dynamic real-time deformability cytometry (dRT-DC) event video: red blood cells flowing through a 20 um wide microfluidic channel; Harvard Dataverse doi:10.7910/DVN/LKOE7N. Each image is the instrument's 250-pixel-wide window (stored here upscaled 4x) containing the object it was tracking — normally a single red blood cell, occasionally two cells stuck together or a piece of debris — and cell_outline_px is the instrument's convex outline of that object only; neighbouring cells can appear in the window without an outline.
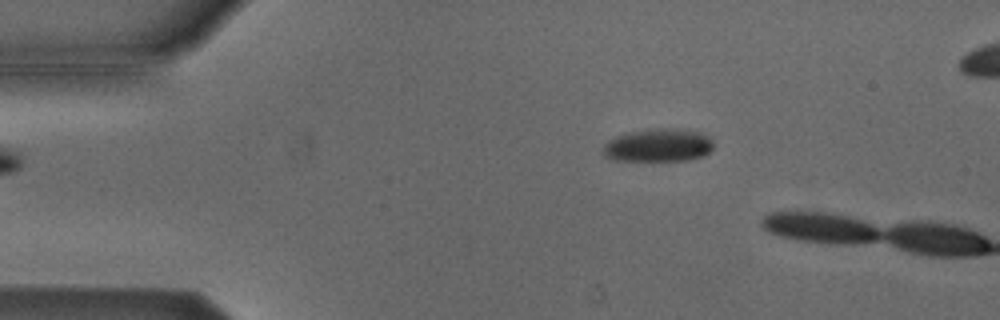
{"species": "Egyptian fruit bat (a non-hibernating species)", "species_latin": "Rousettus aegyptiacus", "temperature_condition": "cold", "stored_images_in_passage": 3, "camera_frame_rate_fps": 3000, "um_per_image_px": 0.085, "animal": {"sex": "male"}, "frame": {"image": 1, "passage_image": 2, "time_ms": 0.333, "image_size_px": [1000, 320], "cell_outline_px": [[712, 148], [704, 156], [688, 160], [612, 160], [604, 156], [600, 152], [604, 144], [608, 140], [616, 136], [632, 132], [660, 128], [672, 128], [700, 132], [708, 136], [712, 140]], "centroid_in_image_um": [55.92, 12.36], "position_along_channel_um": 29.1, "area_um2": 21.21}}